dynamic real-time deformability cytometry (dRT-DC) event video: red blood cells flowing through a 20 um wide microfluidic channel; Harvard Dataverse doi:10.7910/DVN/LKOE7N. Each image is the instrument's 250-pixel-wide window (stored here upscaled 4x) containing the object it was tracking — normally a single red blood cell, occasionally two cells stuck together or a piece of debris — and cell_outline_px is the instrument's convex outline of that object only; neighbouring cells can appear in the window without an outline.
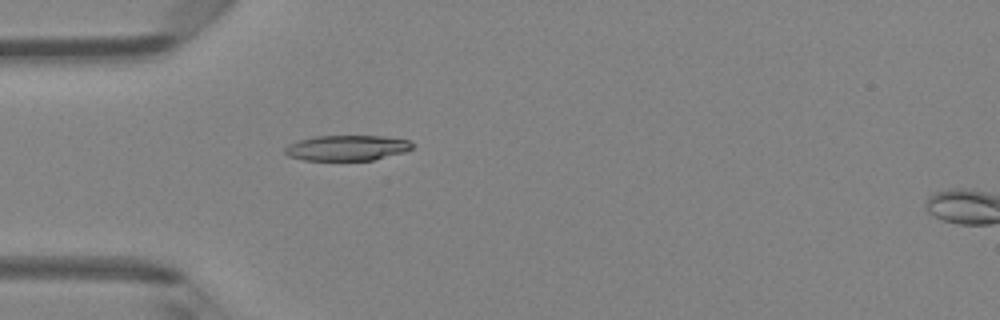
{"species": "Egyptian fruit bat (a non-hibernating species)", "species_latin": "Rousettus aegyptiacus", "temperature_condition": "room temperature", "stored_images_in_passage": 3, "camera_frame_rate_fps": 3000, "um_per_image_px": 0.085, "animal": {"sex": "female"}, "frame": {"image": 1, "passage_image": 2, "time_ms": 0.333, "image_size_px": [1000, 320], "cell_outline_px": [[412, 148], [404, 152], [372, 160], [304, 160], [288, 156], [284, 152], [284, 148], [288, 144], [300, 140], [316, 136], [384, 136], [408, 140], [412, 144]], "centroid_in_image_um": [29.46, 12.57], "position_along_channel_um": 55.5, "area_um2": 18.73}}